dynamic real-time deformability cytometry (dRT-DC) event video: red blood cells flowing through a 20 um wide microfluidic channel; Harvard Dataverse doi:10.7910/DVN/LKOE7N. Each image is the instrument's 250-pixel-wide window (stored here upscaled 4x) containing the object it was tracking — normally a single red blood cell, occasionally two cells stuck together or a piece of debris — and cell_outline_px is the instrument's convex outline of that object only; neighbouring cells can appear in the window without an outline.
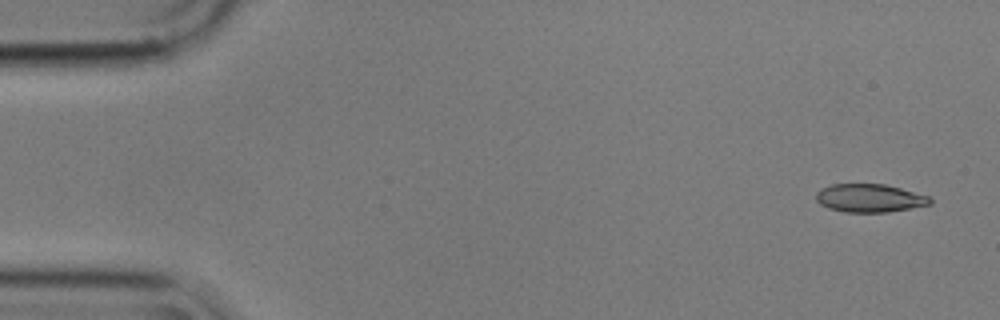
{"species": "common noctule bat (a hibernating species)", "species_latin": "Nyctalus noctula", "temperature_condition": "cold", "stored_images_in_passage": 54, "camera_frame_rate_fps": 3000, "um_per_image_px": 0.085, "animal": {"sex": "male", "body_mass_g": 17.9}, "frame": {"image": 1, "passage_image": 1, "time_ms": 0.0, "image_size_px": [1000, 320], "cell_outline_px": [[932, 204], [888, 212], [844, 212], [828, 208], [820, 204], [816, 200], [816, 192], [820, 188], [832, 184], [884, 184], [900, 188], [928, 196], [932, 200]], "centroid_in_image_um": [73.88, 16.84], "position_along_channel_um": 11.1, "area_um2": 18.73}}
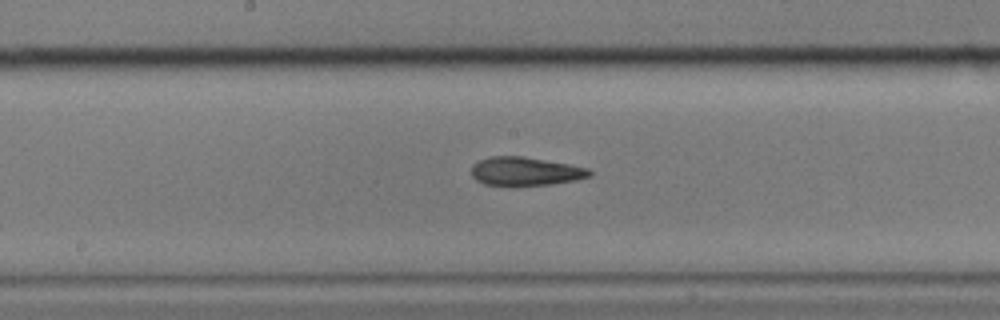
{"frame": {"image": 2, "passage_image": 27, "time_ms": 8.667, "image_size_px": [1000, 320], "cell_outline_px": [[592, 176], [576, 180], [552, 184], [512, 188], [508, 188], [484, 184], [476, 180], [472, 176], [472, 164], [480, 160], [492, 156], [524, 156], [568, 164], [588, 168], [592, 172]], "centroid_in_image_um": [44.63, 14.6], "position_along_channel_um": 203.6, "area_um2": 20.35}}
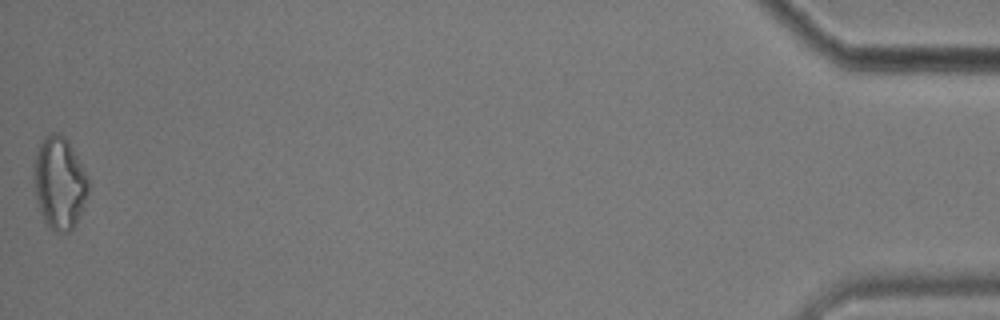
{"frame": {"image": 3, "passage_image": 54, "time_ms": 17.667, "image_size_px": [1000, 320], "cell_outline_px": [[88, 192], [84, 208], [72, 228], [68, 232], [56, 232], [48, 228], [44, 220], [36, 200], [32, 164], [36, 152], [44, 136], [48, 132], [60, 132], [68, 140], [88, 176]], "centroid_in_image_um": [5.04, 15.52], "position_along_channel_um": 430.2, "area_um2": 29.71}, "authors_computed_cell_mechanics": {"area_um2": 20.4034, "velocity_mm_per_s": 3.5685, "shape_relaxation_time_tau1_ms": null, "shape_relaxation_time_tau2_ms": 5.4272, "deformation_change_tau1": null, "deformation_change_tau2": 0.131}}